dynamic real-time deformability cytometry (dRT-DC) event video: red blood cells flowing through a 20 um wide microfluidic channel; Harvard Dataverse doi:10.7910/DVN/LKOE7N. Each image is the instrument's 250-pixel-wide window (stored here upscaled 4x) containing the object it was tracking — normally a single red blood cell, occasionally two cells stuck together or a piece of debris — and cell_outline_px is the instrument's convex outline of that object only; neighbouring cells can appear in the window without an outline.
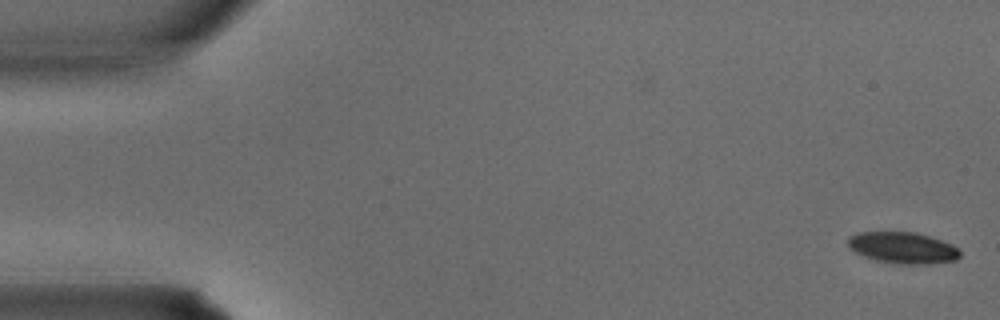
{"species": "common noctule bat (a hibernating species)", "species_latin": "Nyctalus noctula", "temperature_condition": "warm", "stored_images_in_passage": 34, "camera_frame_rate_fps": 3000, "um_per_image_px": 0.085, "animal": {"sex": "male", "body_mass_g": 15.6}, "frame": {"image": 1, "passage_image": 1, "time_ms": 0.0, "image_size_px": [1000, 320], "cell_outline_px": [[960, 256], [956, 260], [928, 264], [900, 264], [876, 260], [864, 256], [848, 248], [848, 236], [856, 232], [916, 232], [952, 244], [960, 252]], "centroid_in_image_um": [76.71, 21.06], "position_along_channel_um": 8.3, "area_um2": 20.46}}
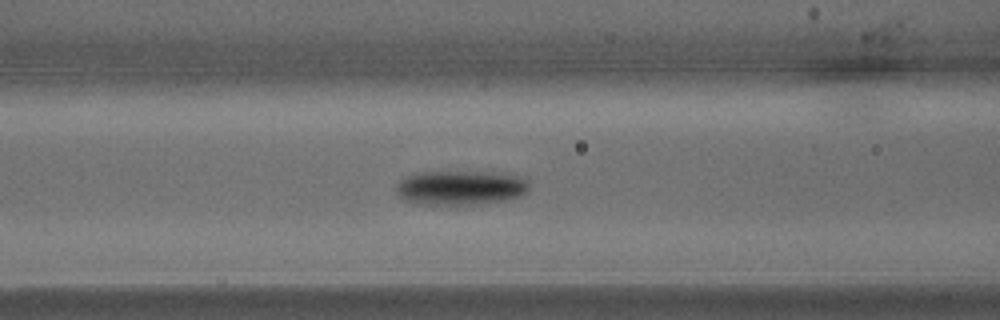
{"frame": {"image": 2, "passage_image": 14, "time_ms": 4.333, "image_size_px": [1000, 320], "cell_outline_px": [[528, 192], [520, 196], [508, 200], [484, 204], [416, 204], [400, 200], [396, 192], [396, 184], [400, 180], [408, 176], [420, 172], [500, 172], [516, 176], [528, 180]], "centroid_in_image_um": [39.13, 15.97], "position_along_channel_um": 127.5, "area_um2": 27.05}}
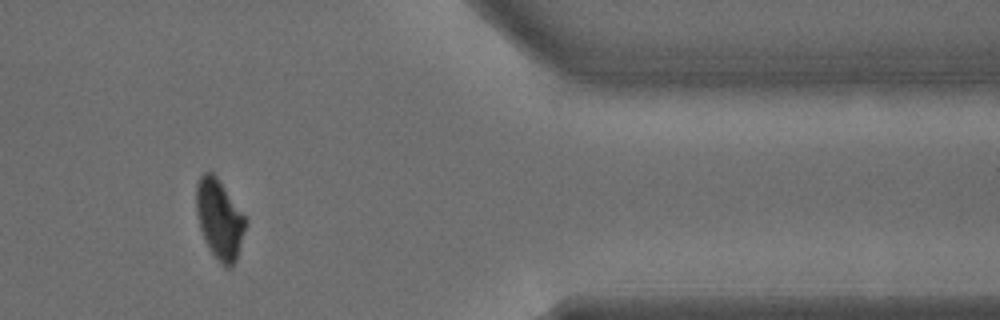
{"frame": {"image": 3, "passage_image": 29, "time_ms": 9.333, "image_size_px": [1000, 320], "cell_outline_px": [[248, 224], [236, 260], [232, 268], [224, 268], [220, 264], [212, 252], [200, 228], [196, 212], [196, 184], [200, 176], [204, 172], [212, 172], [220, 180], [248, 220]], "centroid_in_image_um": [18.68, 18.63], "position_along_channel_um": 392.7, "area_um2": 23.06}}